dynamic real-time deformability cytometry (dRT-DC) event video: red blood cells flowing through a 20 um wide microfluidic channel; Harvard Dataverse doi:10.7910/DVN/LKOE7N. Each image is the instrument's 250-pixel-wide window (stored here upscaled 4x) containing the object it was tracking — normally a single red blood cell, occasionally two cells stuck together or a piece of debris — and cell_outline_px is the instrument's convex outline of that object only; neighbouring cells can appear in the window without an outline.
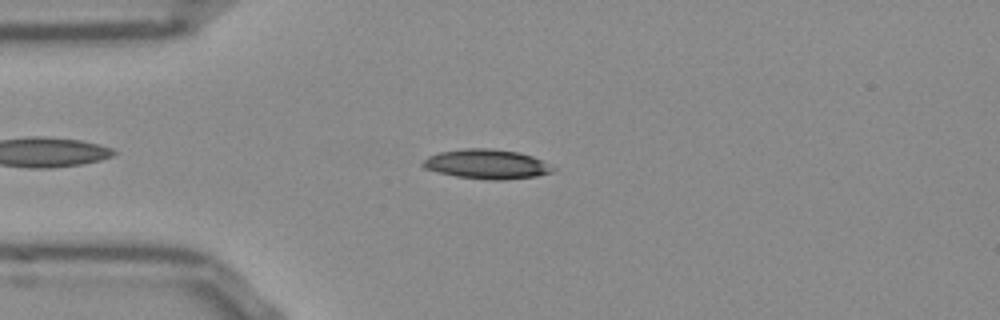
{"species": "Egyptian fruit bat (a non-hibernating species)", "species_latin": "Rousettus aegyptiacus", "temperature_condition": "room temperature", "stored_images_in_passage": 44, "camera_frame_rate_fps": 3000, "um_per_image_px": 0.085, "frame": {"image": 1, "passage_image": 9, "time_ms": 2.667, "image_size_px": [1000, 320], "cell_outline_px": [[556, 172], [536, 176], [504, 180], [488, 180], [456, 176], [424, 168], [420, 164], [428, 156], [440, 152], [464, 148], [492, 148], [520, 152], [532, 156], [556, 168]], "centroid_in_image_um": [41.4, 13.95], "position_along_channel_um": 43.6, "area_um2": 22.48}}
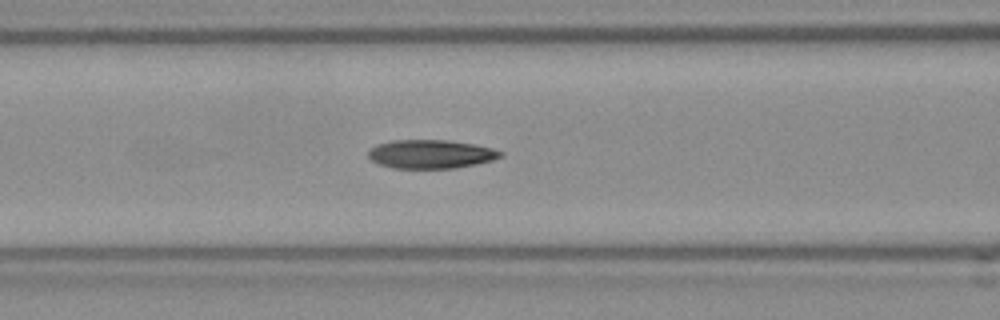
{"frame": {"image": 2, "passage_image": 17, "time_ms": 5.333, "image_size_px": [1000, 320], "cell_outline_px": [[504, 156], [492, 160], [476, 164], [456, 168], [392, 168], [380, 164], [372, 160], [368, 156], [368, 148], [376, 144], [392, 140], [444, 140], [472, 144], [492, 148], [504, 152]], "centroid_in_image_um": [36.6, 13.1], "position_along_channel_um": 130.0, "area_um2": 22.14}}
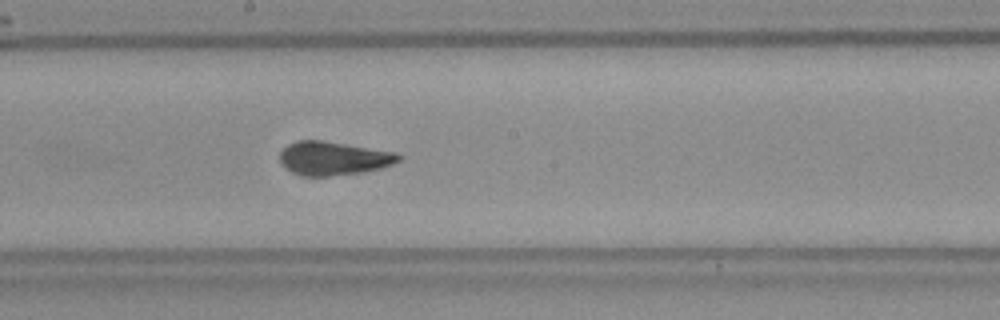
{"frame": {"image": 3, "passage_image": 24, "time_ms": 7.667, "image_size_px": [1000, 320], "cell_outline_px": [[400, 160], [392, 164], [380, 168], [364, 172], [332, 176], [308, 176], [292, 172], [280, 164], [276, 156], [288, 144], [300, 140], [324, 140], [392, 152], [400, 156]], "centroid_in_image_um": [28.26, 13.46], "position_along_channel_um": 219.9, "area_um2": 23.24}, "authors_computed_cell_mechanics": {"area_um2": 22.3397, "velocity_mm_per_s": 3.8484, "shape_relaxation_time_tau1_ms": 6.1104, "shape_relaxation_time_tau2_ms": 2.7511, "deformation_change_tau1": 0.19, "deformation_change_tau2": 0.0814}}